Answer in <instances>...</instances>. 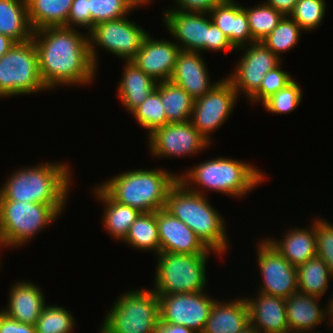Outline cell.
Here are the masks:
<instances>
[{
  "label": "cell",
  "instance_id": "obj_1",
  "mask_svg": "<svg viewBox=\"0 0 333 333\" xmlns=\"http://www.w3.org/2000/svg\"><path fill=\"white\" fill-rule=\"evenodd\" d=\"M78 28L47 27L33 31L41 79L49 91L58 87L89 86L97 68L89 51L88 32Z\"/></svg>",
  "mask_w": 333,
  "mask_h": 333
},
{
  "label": "cell",
  "instance_id": "obj_2",
  "mask_svg": "<svg viewBox=\"0 0 333 333\" xmlns=\"http://www.w3.org/2000/svg\"><path fill=\"white\" fill-rule=\"evenodd\" d=\"M184 170L178 174V180L204 196L210 191L244 199L241 197H246L267 178L257 165L228 156L210 158Z\"/></svg>",
  "mask_w": 333,
  "mask_h": 333
},
{
  "label": "cell",
  "instance_id": "obj_3",
  "mask_svg": "<svg viewBox=\"0 0 333 333\" xmlns=\"http://www.w3.org/2000/svg\"><path fill=\"white\" fill-rule=\"evenodd\" d=\"M40 162L18 167L0 187V200L67 204L72 185L70 163Z\"/></svg>",
  "mask_w": 333,
  "mask_h": 333
},
{
  "label": "cell",
  "instance_id": "obj_4",
  "mask_svg": "<svg viewBox=\"0 0 333 333\" xmlns=\"http://www.w3.org/2000/svg\"><path fill=\"white\" fill-rule=\"evenodd\" d=\"M207 196L188 189L179 180L167 195L165 210L180 219L212 251L226 255L230 242L225 217Z\"/></svg>",
  "mask_w": 333,
  "mask_h": 333
},
{
  "label": "cell",
  "instance_id": "obj_5",
  "mask_svg": "<svg viewBox=\"0 0 333 333\" xmlns=\"http://www.w3.org/2000/svg\"><path fill=\"white\" fill-rule=\"evenodd\" d=\"M116 175L98 185L113 200L140 212H156L165 208L169 190L178 181L177 173L161 167L128 169Z\"/></svg>",
  "mask_w": 333,
  "mask_h": 333
},
{
  "label": "cell",
  "instance_id": "obj_6",
  "mask_svg": "<svg viewBox=\"0 0 333 333\" xmlns=\"http://www.w3.org/2000/svg\"><path fill=\"white\" fill-rule=\"evenodd\" d=\"M66 205L0 200V251L26 246L58 220Z\"/></svg>",
  "mask_w": 333,
  "mask_h": 333
},
{
  "label": "cell",
  "instance_id": "obj_7",
  "mask_svg": "<svg viewBox=\"0 0 333 333\" xmlns=\"http://www.w3.org/2000/svg\"><path fill=\"white\" fill-rule=\"evenodd\" d=\"M126 291L112 302L98 333H154L160 320L158 295L150 288Z\"/></svg>",
  "mask_w": 333,
  "mask_h": 333
},
{
  "label": "cell",
  "instance_id": "obj_8",
  "mask_svg": "<svg viewBox=\"0 0 333 333\" xmlns=\"http://www.w3.org/2000/svg\"><path fill=\"white\" fill-rule=\"evenodd\" d=\"M210 255L160 252L156 255L151 289L157 295L208 291L206 269Z\"/></svg>",
  "mask_w": 333,
  "mask_h": 333
},
{
  "label": "cell",
  "instance_id": "obj_9",
  "mask_svg": "<svg viewBox=\"0 0 333 333\" xmlns=\"http://www.w3.org/2000/svg\"><path fill=\"white\" fill-rule=\"evenodd\" d=\"M46 91L49 90L41 79L38 53L32 39L15 43L0 57V98Z\"/></svg>",
  "mask_w": 333,
  "mask_h": 333
},
{
  "label": "cell",
  "instance_id": "obj_10",
  "mask_svg": "<svg viewBox=\"0 0 333 333\" xmlns=\"http://www.w3.org/2000/svg\"><path fill=\"white\" fill-rule=\"evenodd\" d=\"M123 17L101 22L88 31V43L91 59L98 69L100 60L98 49L109 52L122 61H130L139 52L143 39L149 33L133 19Z\"/></svg>",
  "mask_w": 333,
  "mask_h": 333
},
{
  "label": "cell",
  "instance_id": "obj_11",
  "mask_svg": "<svg viewBox=\"0 0 333 333\" xmlns=\"http://www.w3.org/2000/svg\"><path fill=\"white\" fill-rule=\"evenodd\" d=\"M238 98L231 82L223 77L204 96L194 100L190 122L211 145L212 132L225 124L236 109Z\"/></svg>",
  "mask_w": 333,
  "mask_h": 333
},
{
  "label": "cell",
  "instance_id": "obj_12",
  "mask_svg": "<svg viewBox=\"0 0 333 333\" xmlns=\"http://www.w3.org/2000/svg\"><path fill=\"white\" fill-rule=\"evenodd\" d=\"M146 138L149 154L159 159L193 157L212 146L190 121L168 123L153 130Z\"/></svg>",
  "mask_w": 333,
  "mask_h": 333
},
{
  "label": "cell",
  "instance_id": "obj_13",
  "mask_svg": "<svg viewBox=\"0 0 333 333\" xmlns=\"http://www.w3.org/2000/svg\"><path fill=\"white\" fill-rule=\"evenodd\" d=\"M241 50L243 56L235 62L233 71L225 77L231 82L238 96L244 95L247 100L260 88L264 75L284 61L280 60L262 41L240 47L236 49V52Z\"/></svg>",
  "mask_w": 333,
  "mask_h": 333
},
{
  "label": "cell",
  "instance_id": "obj_14",
  "mask_svg": "<svg viewBox=\"0 0 333 333\" xmlns=\"http://www.w3.org/2000/svg\"><path fill=\"white\" fill-rule=\"evenodd\" d=\"M257 243L256 261L261 274L257 290L283 299L297 293V267L288 262L264 237Z\"/></svg>",
  "mask_w": 333,
  "mask_h": 333
},
{
  "label": "cell",
  "instance_id": "obj_15",
  "mask_svg": "<svg viewBox=\"0 0 333 333\" xmlns=\"http://www.w3.org/2000/svg\"><path fill=\"white\" fill-rule=\"evenodd\" d=\"M207 293L204 291L158 295L160 321L203 333L211 307L217 299Z\"/></svg>",
  "mask_w": 333,
  "mask_h": 333
},
{
  "label": "cell",
  "instance_id": "obj_16",
  "mask_svg": "<svg viewBox=\"0 0 333 333\" xmlns=\"http://www.w3.org/2000/svg\"><path fill=\"white\" fill-rule=\"evenodd\" d=\"M161 20L170 38L188 52H207L210 36L209 13L163 10Z\"/></svg>",
  "mask_w": 333,
  "mask_h": 333
},
{
  "label": "cell",
  "instance_id": "obj_17",
  "mask_svg": "<svg viewBox=\"0 0 333 333\" xmlns=\"http://www.w3.org/2000/svg\"><path fill=\"white\" fill-rule=\"evenodd\" d=\"M180 52L181 48L173 40L155 39L148 33L131 61L157 82L169 81Z\"/></svg>",
  "mask_w": 333,
  "mask_h": 333
},
{
  "label": "cell",
  "instance_id": "obj_18",
  "mask_svg": "<svg viewBox=\"0 0 333 333\" xmlns=\"http://www.w3.org/2000/svg\"><path fill=\"white\" fill-rule=\"evenodd\" d=\"M160 252L177 254H220L210 250L180 219L164 208L156 211Z\"/></svg>",
  "mask_w": 333,
  "mask_h": 333
},
{
  "label": "cell",
  "instance_id": "obj_19",
  "mask_svg": "<svg viewBox=\"0 0 333 333\" xmlns=\"http://www.w3.org/2000/svg\"><path fill=\"white\" fill-rule=\"evenodd\" d=\"M208 70L202 53L181 50L170 81L182 87L196 100L209 92L221 80L212 82Z\"/></svg>",
  "mask_w": 333,
  "mask_h": 333
},
{
  "label": "cell",
  "instance_id": "obj_20",
  "mask_svg": "<svg viewBox=\"0 0 333 333\" xmlns=\"http://www.w3.org/2000/svg\"><path fill=\"white\" fill-rule=\"evenodd\" d=\"M42 288L31 280L13 282L9 289L7 306L0 308L5 315L20 323L35 325L46 302Z\"/></svg>",
  "mask_w": 333,
  "mask_h": 333
},
{
  "label": "cell",
  "instance_id": "obj_21",
  "mask_svg": "<svg viewBox=\"0 0 333 333\" xmlns=\"http://www.w3.org/2000/svg\"><path fill=\"white\" fill-rule=\"evenodd\" d=\"M320 299L322 298L301 292L286 298V317L290 333H320L316 328L323 322L331 329L328 303L321 307Z\"/></svg>",
  "mask_w": 333,
  "mask_h": 333
},
{
  "label": "cell",
  "instance_id": "obj_22",
  "mask_svg": "<svg viewBox=\"0 0 333 333\" xmlns=\"http://www.w3.org/2000/svg\"><path fill=\"white\" fill-rule=\"evenodd\" d=\"M256 292L255 296H245L249 306L250 323L259 333H290L286 317V299Z\"/></svg>",
  "mask_w": 333,
  "mask_h": 333
},
{
  "label": "cell",
  "instance_id": "obj_23",
  "mask_svg": "<svg viewBox=\"0 0 333 333\" xmlns=\"http://www.w3.org/2000/svg\"><path fill=\"white\" fill-rule=\"evenodd\" d=\"M310 223L312 224L303 228H289L281 235L282 239L265 236V240L288 262L298 267L316 257L315 218Z\"/></svg>",
  "mask_w": 333,
  "mask_h": 333
},
{
  "label": "cell",
  "instance_id": "obj_24",
  "mask_svg": "<svg viewBox=\"0 0 333 333\" xmlns=\"http://www.w3.org/2000/svg\"><path fill=\"white\" fill-rule=\"evenodd\" d=\"M209 15L212 22L226 35L235 49L253 43L248 17L239 0H225L216 5Z\"/></svg>",
  "mask_w": 333,
  "mask_h": 333
},
{
  "label": "cell",
  "instance_id": "obj_25",
  "mask_svg": "<svg viewBox=\"0 0 333 333\" xmlns=\"http://www.w3.org/2000/svg\"><path fill=\"white\" fill-rule=\"evenodd\" d=\"M249 322V306L245 297L228 301L216 299L203 333H239Z\"/></svg>",
  "mask_w": 333,
  "mask_h": 333
},
{
  "label": "cell",
  "instance_id": "obj_26",
  "mask_svg": "<svg viewBox=\"0 0 333 333\" xmlns=\"http://www.w3.org/2000/svg\"><path fill=\"white\" fill-rule=\"evenodd\" d=\"M122 68L116 96L131 114L156 89L158 82L140 70L131 60L124 61Z\"/></svg>",
  "mask_w": 333,
  "mask_h": 333
},
{
  "label": "cell",
  "instance_id": "obj_27",
  "mask_svg": "<svg viewBox=\"0 0 333 333\" xmlns=\"http://www.w3.org/2000/svg\"><path fill=\"white\" fill-rule=\"evenodd\" d=\"M94 197L104 206L102 214L103 227L111 239L122 241L125 239L130 226L141 213L138 209L120 204L113 200L98 184L93 187ZM96 195V196H95Z\"/></svg>",
  "mask_w": 333,
  "mask_h": 333
},
{
  "label": "cell",
  "instance_id": "obj_28",
  "mask_svg": "<svg viewBox=\"0 0 333 333\" xmlns=\"http://www.w3.org/2000/svg\"><path fill=\"white\" fill-rule=\"evenodd\" d=\"M33 31L47 27H67L73 0H26Z\"/></svg>",
  "mask_w": 333,
  "mask_h": 333
},
{
  "label": "cell",
  "instance_id": "obj_29",
  "mask_svg": "<svg viewBox=\"0 0 333 333\" xmlns=\"http://www.w3.org/2000/svg\"><path fill=\"white\" fill-rule=\"evenodd\" d=\"M0 34L16 43L32 39L26 0H0Z\"/></svg>",
  "mask_w": 333,
  "mask_h": 333
},
{
  "label": "cell",
  "instance_id": "obj_30",
  "mask_svg": "<svg viewBox=\"0 0 333 333\" xmlns=\"http://www.w3.org/2000/svg\"><path fill=\"white\" fill-rule=\"evenodd\" d=\"M165 111L168 123L190 121L194 99L172 81L158 82L156 89Z\"/></svg>",
  "mask_w": 333,
  "mask_h": 333
},
{
  "label": "cell",
  "instance_id": "obj_31",
  "mask_svg": "<svg viewBox=\"0 0 333 333\" xmlns=\"http://www.w3.org/2000/svg\"><path fill=\"white\" fill-rule=\"evenodd\" d=\"M333 275L325 262L317 256L297 267L298 292L324 297Z\"/></svg>",
  "mask_w": 333,
  "mask_h": 333
},
{
  "label": "cell",
  "instance_id": "obj_32",
  "mask_svg": "<svg viewBox=\"0 0 333 333\" xmlns=\"http://www.w3.org/2000/svg\"><path fill=\"white\" fill-rule=\"evenodd\" d=\"M122 242L133 249H140L142 252L151 251L155 256L158 255L160 242L156 212H141Z\"/></svg>",
  "mask_w": 333,
  "mask_h": 333
},
{
  "label": "cell",
  "instance_id": "obj_33",
  "mask_svg": "<svg viewBox=\"0 0 333 333\" xmlns=\"http://www.w3.org/2000/svg\"><path fill=\"white\" fill-rule=\"evenodd\" d=\"M302 33L304 31L300 26L289 15H285L262 43L282 60L284 52H289L299 44Z\"/></svg>",
  "mask_w": 333,
  "mask_h": 333
},
{
  "label": "cell",
  "instance_id": "obj_34",
  "mask_svg": "<svg viewBox=\"0 0 333 333\" xmlns=\"http://www.w3.org/2000/svg\"><path fill=\"white\" fill-rule=\"evenodd\" d=\"M243 9L246 11L254 42H261L266 38L285 16L263 1L250 7L244 5Z\"/></svg>",
  "mask_w": 333,
  "mask_h": 333
},
{
  "label": "cell",
  "instance_id": "obj_35",
  "mask_svg": "<svg viewBox=\"0 0 333 333\" xmlns=\"http://www.w3.org/2000/svg\"><path fill=\"white\" fill-rule=\"evenodd\" d=\"M73 312L58 304H46L38 318L37 333H72L76 326Z\"/></svg>",
  "mask_w": 333,
  "mask_h": 333
},
{
  "label": "cell",
  "instance_id": "obj_36",
  "mask_svg": "<svg viewBox=\"0 0 333 333\" xmlns=\"http://www.w3.org/2000/svg\"><path fill=\"white\" fill-rule=\"evenodd\" d=\"M137 123L149 135L158 127L168 124L165 111L160 99V94L154 90L132 113Z\"/></svg>",
  "mask_w": 333,
  "mask_h": 333
},
{
  "label": "cell",
  "instance_id": "obj_37",
  "mask_svg": "<svg viewBox=\"0 0 333 333\" xmlns=\"http://www.w3.org/2000/svg\"><path fill=\"white\" fill-rule=\"evenodd\" d=\"M325 0H298L289 15L304 32L317 30L326 16Z\"/></svg>",
  "mask_w": 333,
  "mask_h": 333
},
{
  "label": "cell",
  "instance_id": "obj_38",
  "mask_svg": "<svg viewBox=\"0 0 333 333\" xmlns=\"http://www.w3.org/2000/svg\"><path fill=\"white\" fill-rule=\"evenodd\" d=\"M296 80V78L293 79L284 88L262 103V106L265 107L268 113L282 115L291 113L299 108V105L303 101V92Z\"/></svg>",
  "mask_w": 333,
  "mask_h": 333
},
{
  "label": "cell",
  "instance_id": "obj_39",
  "mask_svg": "<svg viewBox=\"0 0 333 333\" xmlns=\"http://www.w3.org/2000/svg\"><path fill=\"white\" fill-rule=\"evenodd\" d=\"M92 27L98 23L116 20L132 14L124 0H88Z\"/></svg>",
  "mask_w": 333,
  "mask_h": 333
},
{
  "label": "cell",
  "instance_id": "obj_40",
  "mask_svg": "<svg viewBox=\"0 0 333 333\" xmlns=\"http://www.w3.org/2000/svg\"><path fill=\"white\" fill-rule=\"evenodd\" d=\"M290 72L284 71L282 62L264 75L260 88L248 99L253 105L263 103L267 98L277 93L294 78Z\"/></svg>",
  "mask_w": 333,
  "mask_h": 333
},
{
  "label": "cell",
  "instance_id": "obj_41",
  "mask_svg": "<svg viewBox=\"0 0 333 333\" xmlns=\"http://www.w3.org/2000/svg\"><path fill=\"white\" fill-rule=\"evenodd\" d=\"M316 256L322 259L333 275V223L315 216Z\"/></svg>",
  "mask_w": 333,
  "mask_h": 333
},
{
  "label": "cell",
  "instance_id": "obj_42",
  "mask_svg": "<svg viewBox=\"0 0 333 333\" xmlns=\"http://www.w3.org/2000/svg\"><path fill=\"white\" fill-rule=\"evenodd\" d=\"M77 27L87 30V32L92 28L88 0H73L68 16L67 28Z\"/></svg>",
  "mask_w": 333,
  "mask_h": 333
},
{
  "label": "cell",
  "instance_id": "obj_43",
  "mask_svg": "<svg viewBox=\"0 0 333 333\" xmlns=\"http://www.w3.org/2000/svg\"><path fill=\"white\" fill-rule=\"evenodd\" d=\"M225 0H173V6L164 10H182L209 13L216 5Z\"/></svg>",
  "mask_w": 333,
  "mask_h": 333
},
{
  "label": "cell",
  "instance_id": "obj_44",
  "mask_svg": "<svg viewBox=\"0 0 333 333\" xmlns=\"http://www.w3.org/2000/svg\"><path fill=\"white\" fill-rule=\"evenodd\" d=\"M236 51L228 37L212 22L210 17V36L207 42V52Z\"/></svg>",
  "mask_w": 333,
  "mask_h": 333
},
{
  "label": "cell",
  "instance_id": "obj_45",
  "mask_svg": "<svg viewBox=\"0 0 333 333\" xmlns=\"http://www.w3.org/2000/svg\"><path fill=\"white\" fill-rule=\"evenodd\" d=\"M0 333H37L35 325L20 323L0 311Z\"/></svg>",
  "mask_w": 333,
  "mask_h": 333
},
{
  "label": "cell",
  "instance_id": "obj_46",
  "mask_svg": "<svg viewBox=\"0 0 333 333\" xmlns=\"http://www.w3.org/2000/svg\"><path fill=\"white\" fill-rule=\"evenodd\" d=\"M297 1L298 0H265L263 2L272 6L284 15H290L294 10Z\"/></svg>",
  "mask_w": 333,
  "mask_h": 333
},
{
  "label": "cell",
  "instance_id": "obj_47",
  "mask_svg": "<svg viewBox=\"0 0 333 333\" xmlns=\"http://www.w3.org/2000/svg\"><path fill=\"white\" fill-rule=\"evenodd\" d=\"M154 333H196L194 330L182 325L169 324L158 321Z\"/></svg>",
  "mask_w": 333,
  "mask_h": 333
},
{
  "label": "cell",
  "instance_id": "obj_48",
  "mask_svg": "<svg viewBox=\"0 0 333 333\" xmlns=\"http://www.w3.org/2000/svg\"><path fill=\"white\" fill-rule=\"evenodd\" d=\"M15 41L11 38L0 34V57L8 52L14 45Z\"/></svg>",
  "mask_w": 333,
  "mask_h": 333
},
{
  "label": "cell",
  "instance_id": "obj_49",
  "mask_svg": "<svg viewBox=\"0 0 333 333\" xmlns=\"http://www.w3.org/2000/svg\"><path fill=\"white\" fill-rule=\"evenodd\" d=\"M124 1L131 7L132 10L135 11L140 7L144 8L145 6L147 7V5L149 6L155 0H124Z\"/></svg>",
  "mask_w": 333,
  "mask_h": 333
},
{
  "label": "cell",
  "instance_id": "obj_50",
  "mask_svg": "<svg viewBox=\"0 0 333 333\" xmlns=\"http://www.w3.org/2000/svg\"><path fill=\"white\" fill-rule=\"evenodd\" d=\"M330 293L332 296L328 298L329 300H327L328 316H329L330 325L333 326V291H331Z\"/></svg>",
  "mask_w": 333,
  "mask_h": 333
},
{
  "label": "cell",
  "instance_id": "obj_51",
  "mask_svg": "<svg viewBox=\"0 0 333 333\" xmlns=\"http://www.w3.org/2000/svg\"><path fill=\"white\" fill-rule=\"evenodd\" d=\"M239 333H259L258 330L249 322Z\"/></svg>",
  "mask_w": 333,
  "mask_h": 333
}]
</instances>
